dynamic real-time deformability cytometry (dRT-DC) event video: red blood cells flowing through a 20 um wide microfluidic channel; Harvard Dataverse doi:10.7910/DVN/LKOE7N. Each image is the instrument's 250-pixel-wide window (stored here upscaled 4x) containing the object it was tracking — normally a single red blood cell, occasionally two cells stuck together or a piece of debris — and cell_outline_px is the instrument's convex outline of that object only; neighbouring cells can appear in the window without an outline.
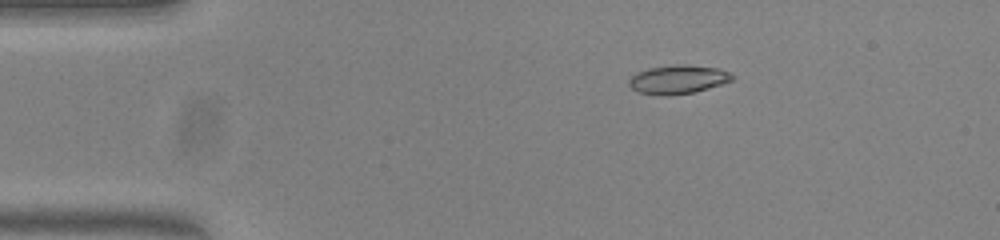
{"species": "common noctule bat (a hibernating species)", "species_latin": "Nyctalus noctula", "temperature_condition": "warm", "stored_images_in_passage": 54, "camera_frame_rate_fps": 3000, "um_per_image_px": 0.085, "animal": {"sex": "female", "body_mass_g": 23.0, "forearm_length_mm": 53.4}, "frame": {"image": 1, "passage_image": 10, "time_ms": 3.0, "image_size_px": [1000, 240], "cell_outline_px": [[736, 76], [732, 80], [720, 84], [692, 92], [664, 96], [660, 96], [640, 92], [632, 88], [628, 84], [628, 80], [636, 72], [648, 68], [676, 64], [684, 64], [720, 68]], "centroid_in_image_um": [57.61, 6.73], "position_along_channel_um": 27.4, "area_um2": 17.22}}
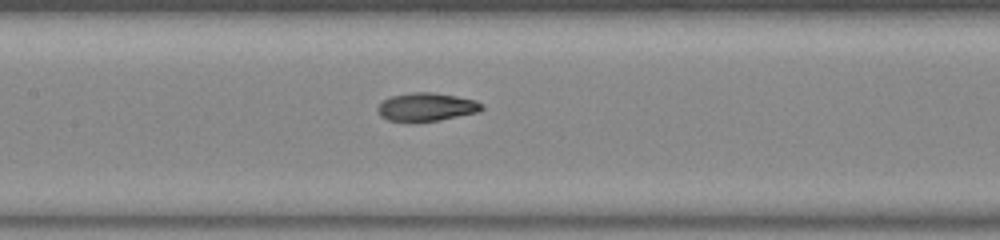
{"frame": {"image": 2, "passage_image": 26, "time_ms": 8.333, "image_size_px": [1000, 240], "cell_outline_px": [[484, 108], [480, 112], [440, 120], [408, 124], [388, 120], [380, 116], [376, 108], [384, 100], [392, 96], [412, 92], [432, 92], [456, 96], [476, 100], [484, 104]], "centroid_in_image_um": [36.25, 9.13], "position_along_channel_um": 171.1, "area_um2": 17.69}}
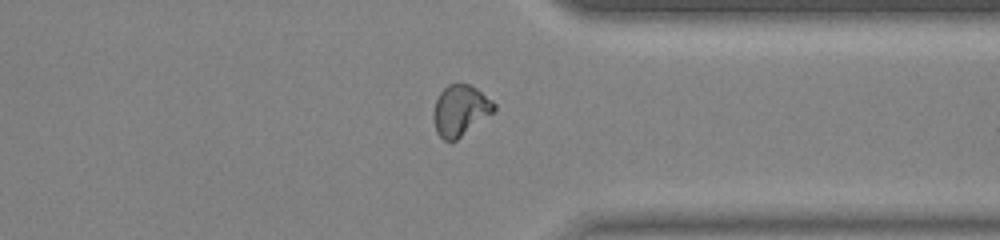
{"frame": {"image": 3, "passage_image": 42, "time_ms": 13.667, "image_size_px": [1000, 240], "cell_outline_px": [[496, 108], [492, 112], [456, 140], [444, 140], [436, 132], [432, 116], [432, 112], [436, 100], [440, 92], [448, 84], [468, 84], [476, 88], [492, 100], [496, 104]], "centroid_in_image_um": [39.09, 9.37], "position_along_channel_um": 372.3, "area_um2": 17.69}, "authors_computed_cell_mechanics": {"area_um2": 17.34, "velocity_mm_per_s": 3.8349, "shape_relaxation_time_tau1_ms": 6.3452, "shape_relaxation_time_tau2_ms": 1.6398, "deformation_change_tau1": 0.2147, "deformation_change_tau2": 0.0621}}